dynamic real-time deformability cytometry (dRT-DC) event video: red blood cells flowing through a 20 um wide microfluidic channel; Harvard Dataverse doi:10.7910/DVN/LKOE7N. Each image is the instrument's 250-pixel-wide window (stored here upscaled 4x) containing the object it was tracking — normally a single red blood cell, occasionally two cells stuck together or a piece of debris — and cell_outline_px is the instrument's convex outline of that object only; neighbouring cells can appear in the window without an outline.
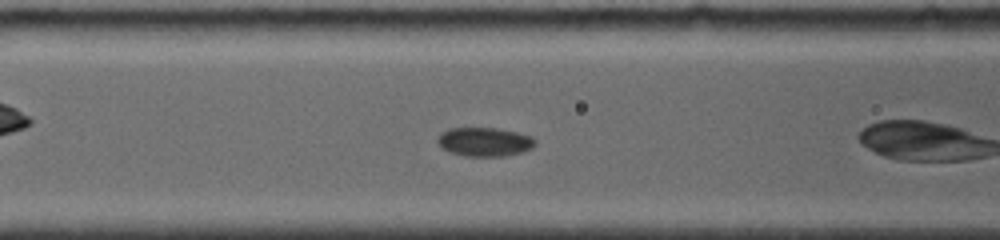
{"species": "common noctule bat (a hibernating species)", "species_latin": "Nyctalus noctula", "temperature_condition": "room temperature", "stored_images_in_passage": 12, "camera_frame_rate_fps": 4000, "um_per_image_px": 0.085, "animal": {"sex": "female", "body_mass_g": 19.0, "forearm_length_mm": 56.7}, "frame": {"image": 1, "passage_image": 3, "time_ms": 1.5, "image_size_px": [1000, 240], "cell_outline_px": [[536, 144], [532, 148], [524, 152], [504, 156], [464, 156], [448, 152], [440, 148], [436, 140], [440, 132], [448, 128], [496, 128], [516, 132], [532, 136], [536, 140]], "centroid_in_image_um": [41.16, 12.06], "position_along_channel_um": 125.4, "area_um2": 16.76}}
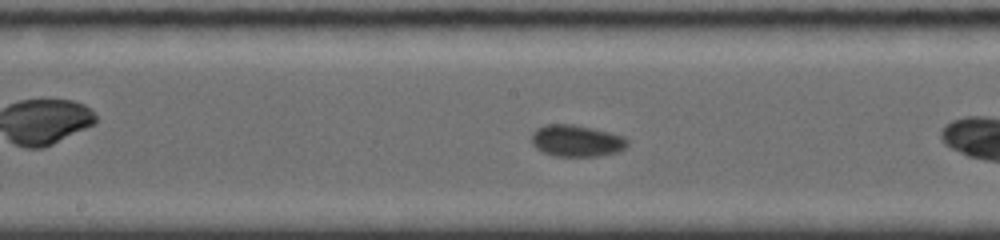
{"frame": {"image": 2, "passage_image": 6, "time_ms": 3.5, "image_size_px": [1000, 240], "cell_outline_px": [[628, 144], [624, 148], [616, 152], [600, 156], [556, 156], [544, 152], [536, 148], [532, 144], [532, 132], [536, 128], [544, 124], [572, 124], [592, 128], [624, 136], [628, 140]], "centroid_in_image_um": [48.98, 11.96], "position_along_channel_um": 199.2, "area_um2": 17.69}}